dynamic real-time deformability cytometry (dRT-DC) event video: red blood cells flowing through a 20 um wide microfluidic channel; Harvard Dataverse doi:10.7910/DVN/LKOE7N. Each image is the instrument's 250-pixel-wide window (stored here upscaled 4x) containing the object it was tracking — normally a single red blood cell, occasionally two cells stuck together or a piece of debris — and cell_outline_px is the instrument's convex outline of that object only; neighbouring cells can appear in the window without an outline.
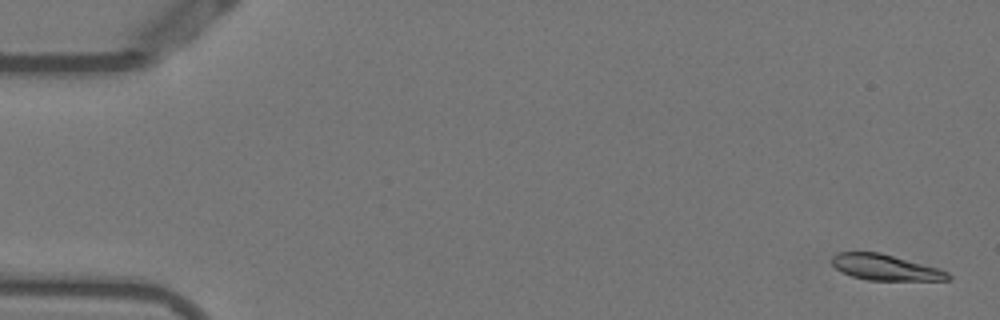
{"species": "Egyptian fruit bat (a non-hibernating species)", "species_latin": "Rousettus aegyptiacus", "temperature_condition": "warm", "stored_images_in_passage": 36, "camera_frame_rate_fps": 3000, "um_per_image_px": 0.085, "animal": {"sex": "female"}, "frame": {"image": 1, "passage_image": 1, "time_ms": 0.0, "image_size_px": [1000, 320], "cell_outline_px": [[952, 280], [868, 280], [852, 276], [836, 268], [832, 264], [832, 256], [836, 252], [880, 252], [940, 268], [948, 272], [952, 276]], "centroid_in_image_um": [75.3, 22.72], "position_along_channel_um": 9.7, "area_um2": 17.51}}
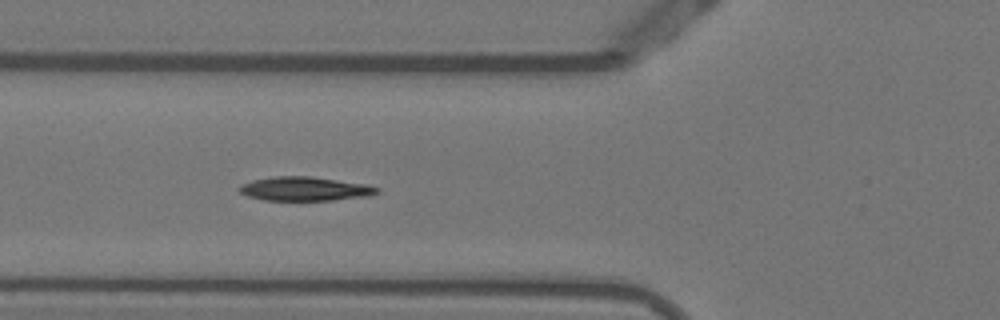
{"frame": {"image": 2, "passage_image": 19, "time_ms": 6.0, "image_size_px": [1000, 320], "cell_outline_px": [[380, 192], [368, 196], [332, 200], [264, 200], [248, 196], [240, 192], [236, 188], [240, 184], [252, 180], [272, 176], [308, 176], [368, 184], [380, 188]], "centroid_in_image_um": [25.9, 16.04], "position_along_channel_um": 99.9, "area_um2": 19.36}}
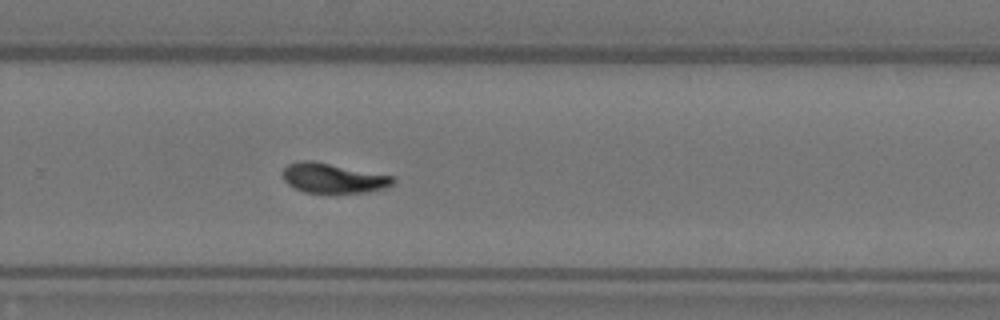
{"frame": {"image": 3, "passage_image": 35, "time_ms": 11.333, "image_size_px": [1000, 320], "cell_outline_px": [[396, 184], [388, 188], [368, 192], [304, 192], [288, 184], [284, 180], [284, 168], [288, 164], [300, 160], [312, 160], [392, 176], [396, 180]], "centroid_in_image_um": [28.36, 15.14], "position_along_channel_um": 301.4, "area_um2": 19.02}}